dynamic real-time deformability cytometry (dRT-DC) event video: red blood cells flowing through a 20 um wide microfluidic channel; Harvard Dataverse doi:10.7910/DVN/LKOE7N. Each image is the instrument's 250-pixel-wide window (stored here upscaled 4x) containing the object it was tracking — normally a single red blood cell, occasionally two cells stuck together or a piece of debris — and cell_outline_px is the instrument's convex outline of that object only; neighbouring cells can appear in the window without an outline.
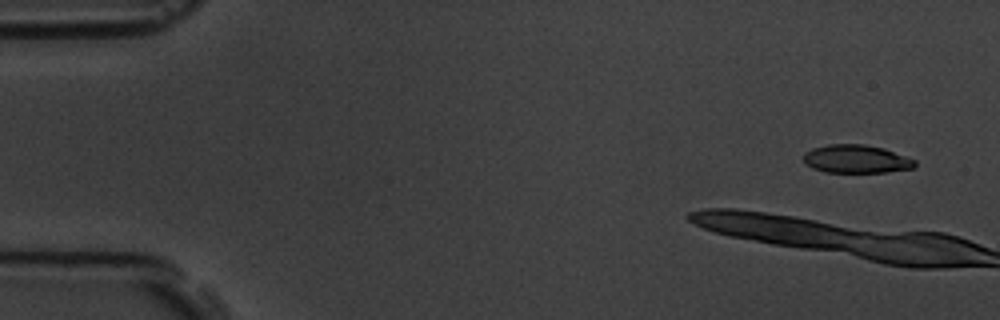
{"species": "common noctule bat (a hibernating species)", "species_latin": "Nyctalus noctula", "temperature_condition": "room temperature", "stored_images_in_passage": 5, "camera_frame_rate_fps": 3000, "um_per_image_px": 0.085, "animal": {"sex": "male", "body_mass_g": 19.5, "forearm_length_mm": 54.6}, "frame": {"image": 1, "passage_image": 1, "time_ms": 0.0, "image_size_px": [1000, 320], "cell_outline_px": [[916, 164], [912, 168], [888, 172], [824, 172], [812, 168], [804, 160], [804, 152], [812, 148], [828, 144], [864, 144], [884, 148], [916, 160]], "centroid_in_image_um": [72.78, 13.51], "position_along_channel_um": 12.2, "area_um2": 18.32}}